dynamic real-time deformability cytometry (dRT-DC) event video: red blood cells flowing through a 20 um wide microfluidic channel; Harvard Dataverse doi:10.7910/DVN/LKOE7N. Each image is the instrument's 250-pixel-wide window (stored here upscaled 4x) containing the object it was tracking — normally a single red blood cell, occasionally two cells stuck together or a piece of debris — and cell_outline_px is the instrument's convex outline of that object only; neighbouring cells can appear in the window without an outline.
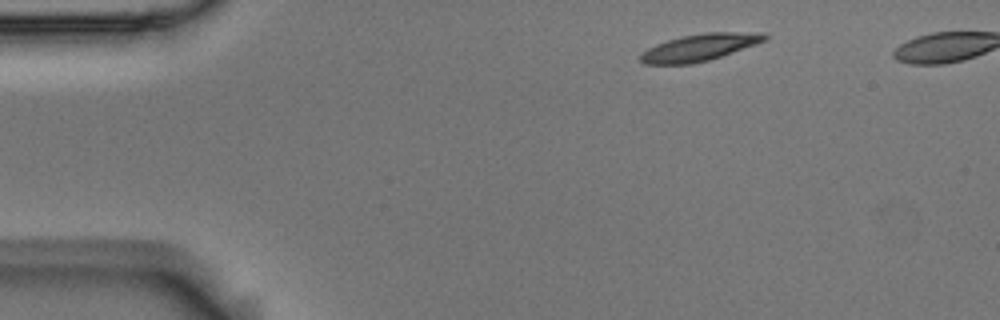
{"species": "Egyptian fruit bat (a non-hibernating species)", "species_latin": "Rousettus aegyptiacus", "temperature_condition": "room temperature", "stored_images_in_passage": 4, "camera_frame_rate_fps": 3000, "um_per_image_px": 0.085, "animal": {"sex": "male"}, "frame": {"image": 1, "passage_image": 1, "time_ms": 0.0, "image_size_px": [1000, 320], "cell_outline_px": [[768, 40], [708, 60], [692, 64], [644, 64], [640, 60], [640, 56], [648, 48], [656, 44], [668, 40], [684, 36], [704, 32], [764, 32], [768, 36]], "centroid_in_image_um": [59.5, 4.02], "position_along_channel_um": 25.5, "area_um2": 19.36}}